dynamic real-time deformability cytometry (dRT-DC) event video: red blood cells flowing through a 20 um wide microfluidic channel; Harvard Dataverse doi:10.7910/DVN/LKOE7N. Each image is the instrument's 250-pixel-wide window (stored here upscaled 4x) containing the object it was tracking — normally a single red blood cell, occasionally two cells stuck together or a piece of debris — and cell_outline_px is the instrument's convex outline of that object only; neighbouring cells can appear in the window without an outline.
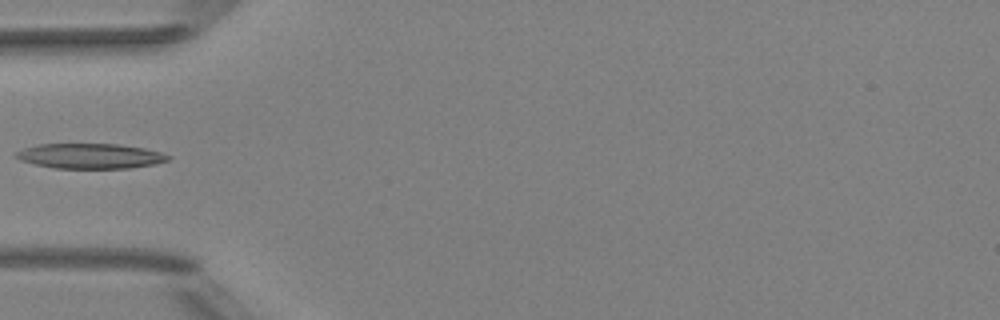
{"species": "Egyptian fruit bat (a non-hibernating species)", "species_latin": "Rousettus aegyptiacus", "temperature_condition": "room temperature", "stored_images_in_passage": 3, "camera_frame_rate_fps": 3000, "um_per_image_px": 0.085, "animal": {"sex": "female"}, "frame": {"image": 1, "passage_image": 3, "time_ms": 0.667, "image_size_px": [1000, 320], "cell_outline_px": [[172, 156], [168, 160], [152, 164], [128, 168], [52, 168], [20, 160], [12, 156], [16, 152], [24, 148], [36, 144], [120, 144], [144, 148], [160, 152]], "centroid_in_image_um": [7.63, 13.25], "position_along_channel_um": 77.4, "area_um2": 22.2}}